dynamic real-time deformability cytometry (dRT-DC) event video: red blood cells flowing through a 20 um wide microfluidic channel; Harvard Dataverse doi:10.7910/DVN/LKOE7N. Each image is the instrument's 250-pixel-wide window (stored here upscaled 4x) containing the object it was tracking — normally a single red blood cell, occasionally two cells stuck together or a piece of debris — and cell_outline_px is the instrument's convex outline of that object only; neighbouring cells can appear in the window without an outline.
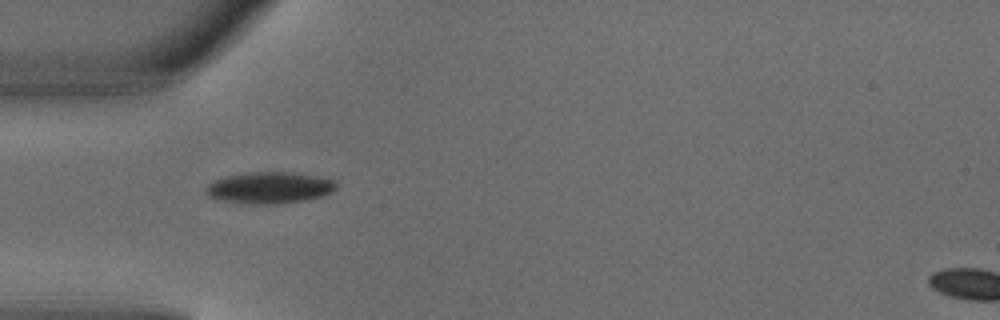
{"species": "common noctule bat (a hibernating species)", "species_latin": "Nyctalus noctula", "temperature_condition": "warm", "stored_images_in_passage": 3, "camera_frame_rate_fps": 3000, "um_per_image_px": 0.085, "animal": {"sex": "male", "body_mass_g": 18.8}, "frame": {"image": 1, "passage_image": 1, "time_ms": 0.0, "image_size_px": [1000, 320], "cell_outline_px": [[336, 188], [324, 196], [304, 200], [276, 204], [252, 204], [224, 200], [208, 196], [204, 188], [208, 184], [224, 176], [252, 172], [292, 172], [316, 176], [332, 180], [336, 184]], "centroid_in_image_um": [22.9, 15.95], "position_along_channel_um": 62.1, "area_um2": 23.7}}
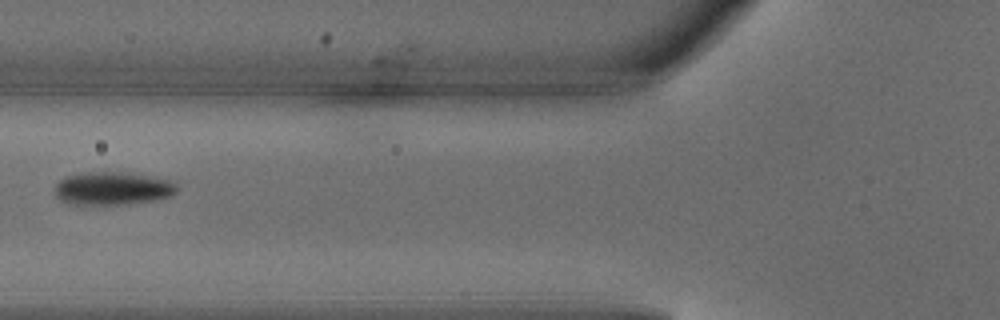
{"frame": {"image": 2, "passage_image": 2, "time_ms": 0.333, "image_size_px": [1000, 320], "cell_outline_px": [[176, 192], [172, 196], [156, 200], [132, 204], [68, 204], [60, 200], [56, 196], [56, 184], [64, 176], [88, 172], [120, 172], [172, 180], [176, 184]], "centroid_in_image_um": [9.57, 16.03], "position_along_channel_um": 116.2, "area_um2": 23.52}}
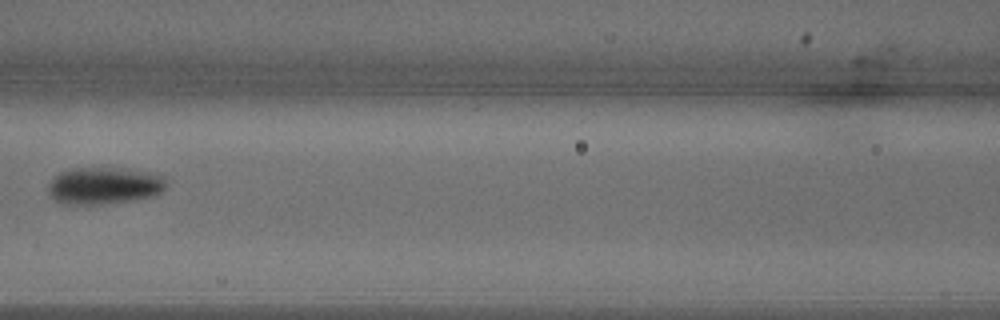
{"frame": {"image": 3, "passage_image": 3, "time_ms": 0.667, "image_size_px": [1000, 320], "cell_outline_px": [[168, 184], [160, 192], [148, 196], [132, 200], [100, 204], [60, 204], [52, 200], [48, 196], [48, 184], [60, 172], [72, 168], [124, 168], [156, 172], [164, 176]], "centroid_in_image_um": [8.83, 15.77], "position_along_channel_um": 157.8, "area_um2": 25.78}}